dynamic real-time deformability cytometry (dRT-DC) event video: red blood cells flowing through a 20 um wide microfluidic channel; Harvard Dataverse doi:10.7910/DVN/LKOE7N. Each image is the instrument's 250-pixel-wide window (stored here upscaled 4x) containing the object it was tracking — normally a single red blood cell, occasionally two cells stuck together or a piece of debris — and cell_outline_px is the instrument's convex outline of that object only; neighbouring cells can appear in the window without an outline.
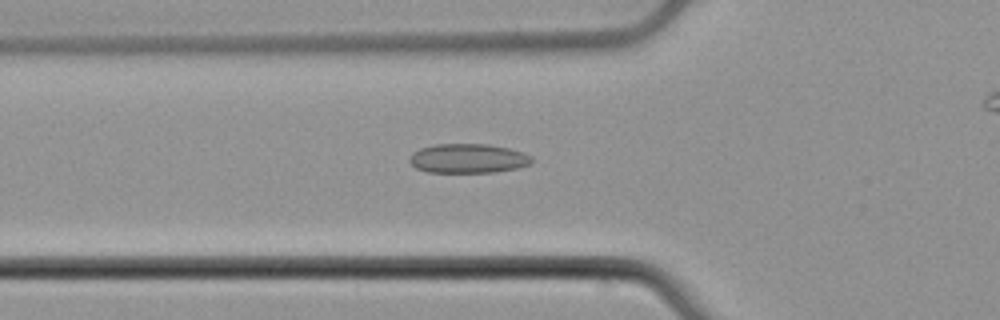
{"species": "common noctule bat (a hibernating species)", "species_latin": "Nyctalus noctula", "temperature_condition": "cold", "stored_images_in_passage": 41, "camera_frame_rate_fps": 3000, "um_per_image_px": 0.085, "animal": {"sex": "male", "body_mass_g": 21.5, "forearm_length_mm": 52.0}, "frame": {"image": 1, "passage_image": 12, "time_ms": 3.667, "image_size_px": [1000, 320], "cell_outline_px": [[532, 160], [528, 164], [520, 168], [492, 172], [428, 172], [416, 168], [408, 160], [412, 152], [420, 148], [436, 144], [488, 144], [508, 148], [524, 152], [532, 156]], "centroid_in_image_um": [39.78, 13.46], "position_along_channel_um": 86.0, "area_um2": 20.92}}
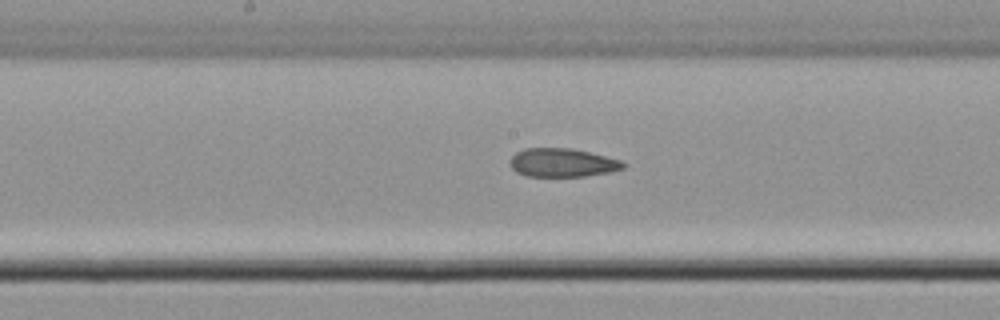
{"frame": {"image": 2, "passage_image": 21, "time_ms": 6.667, "image_size_px": [1000, 320], "cell_outline_px": [[628, 164], [624, 168], [612, 172], [584, 176], [524, 176], [516, 172], [512, 168], [508, 160], [516, 152], [524, 148], [572, 148], [620, 160]], "centroid_in_image_um": [47.79, 13.83], "position_along_channel_um": 200.4, "area_um2": 18.96}}
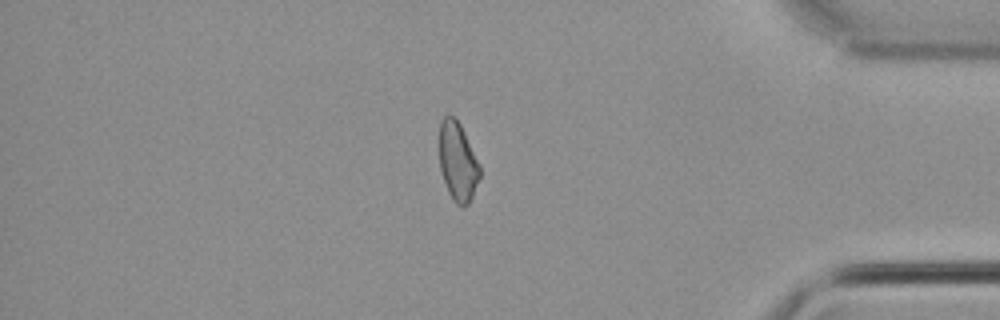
{"frame": {"image": 3, "passage_image": 39, "time_ms": 12.667, "image_size_px": [1000, 320], "cell_outline_px": [[480, 176], [472, 196], [468, 204], [464, 208], [456, 204], [452, 200], [448, 192], [440, 168], [440, 120], [444, 116], [452, 116], [460, 124], [480, 164]], "centroid_in_image_um": [38.91, 13.77], "position_along_channel_um": 396.3, "area_um2": 18.44}, "authors_computed_cell_mechanics": {"area_um2": 19.5942, "velocity_mm_per_s": 3.8063, "shape_relaxation_time_tau1_ms": null, "shape_relaxation_time_tau2_ms": 3.2863, "deformation_change_tau1": null, "deformation_change_tau2": 0.1012}}